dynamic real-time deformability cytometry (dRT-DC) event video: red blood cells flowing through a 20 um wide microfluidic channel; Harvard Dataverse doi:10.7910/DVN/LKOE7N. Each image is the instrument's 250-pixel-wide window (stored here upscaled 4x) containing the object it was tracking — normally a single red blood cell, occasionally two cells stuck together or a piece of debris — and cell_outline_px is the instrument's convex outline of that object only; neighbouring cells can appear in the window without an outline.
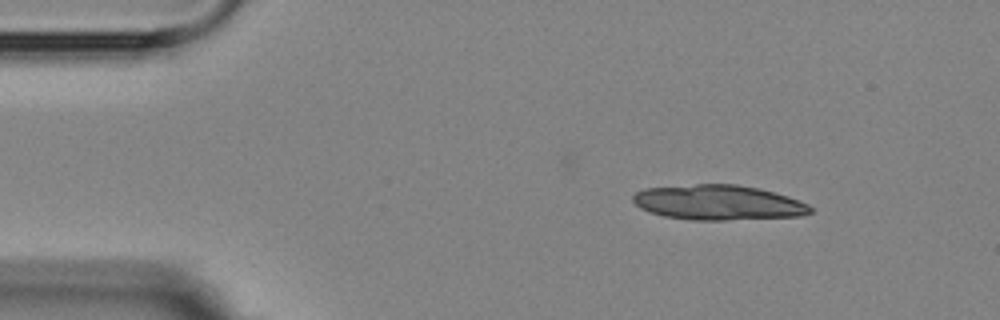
{"species": "Egyptian fruit bat (a non-hibernating species)", "species_latin": "Rousettus aegyptiacus", "temperature_condition": "room temperature", "stored_images_in_passage": 7, "camera_frame_rate_fps": 3000, "um_per_image_px": 0.085, "animal": {"sex": "female"}, "frame": {"image": 1, "passage_image": 1, "time_ms": 0.0, "image_size_px": [1000, 320], "cell_outline_px": [[812, 212], [800, 216], [728, 220], [692, 220], [664, 216], [648, 212], [640, 208], [632, 200], [632, 196], [636, 192], [644, 188], [696, 184], [736, 184], [756, 188], [788, 196], [808, 204], [812, 208]], "centroid_in_image_um": [61.02, 17.22], "position_along_channel_um": 24.0, "area_um2": 36.18}}
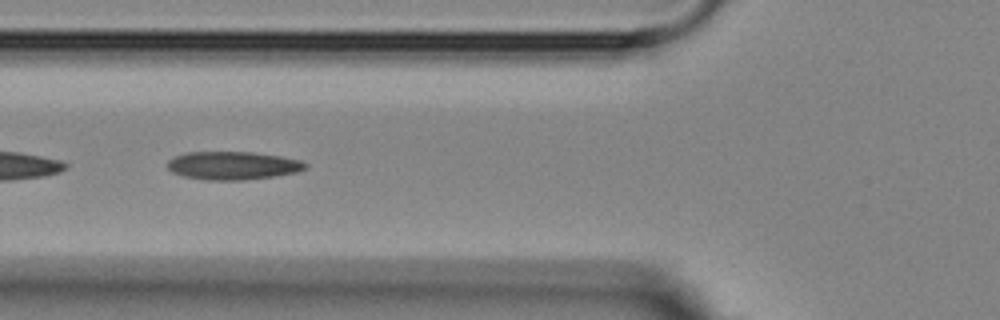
{"frame": {"image": 2, "passage_image": 5, "time_ms": 4.333, "image_size_px": [1000, 320], "cell_outline_px": [[308, 168], [296, 172], [276, 176], [244, 180], [204, 180], [184, 176], [172, 172], [168, 168], [168, 160], [176, 156], [188, 152], [252, 152], [280, 156], [300, 160], [308, 164]], "centroid_in_image_um": [19.82, 14.08], "position_along_channel_um": 106.0, "area_um2": 22.66}}
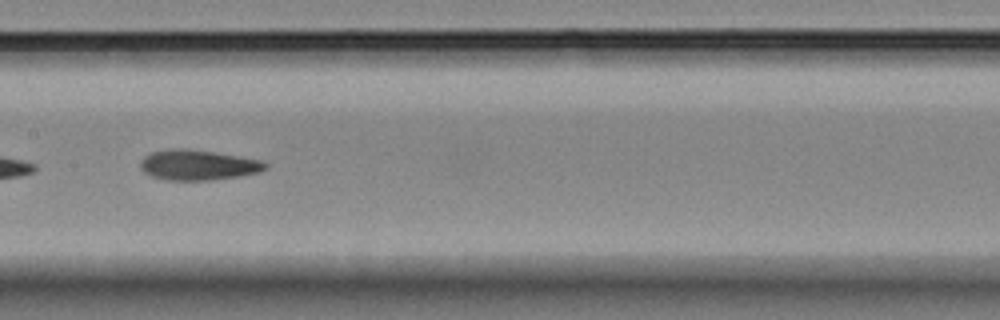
{"frame": {"image": 3, "passage_image": 7, "time_ms": 6.667, "image_size_px": [1000, 320], "cell_outline_px": [[268, 168], [260, 172], [240, 176], [212, 180], [168, 180], [152, 176], [144, 172], [140, 168], [140, 160], [144, 156], [152, 152], [172, 148], [188, 148], [264, 160], [268, 164]], "centroid_in_image_um": [16.86, 14.02], "position_along_channel_um": 190.5, "area_um2": 22.25}}